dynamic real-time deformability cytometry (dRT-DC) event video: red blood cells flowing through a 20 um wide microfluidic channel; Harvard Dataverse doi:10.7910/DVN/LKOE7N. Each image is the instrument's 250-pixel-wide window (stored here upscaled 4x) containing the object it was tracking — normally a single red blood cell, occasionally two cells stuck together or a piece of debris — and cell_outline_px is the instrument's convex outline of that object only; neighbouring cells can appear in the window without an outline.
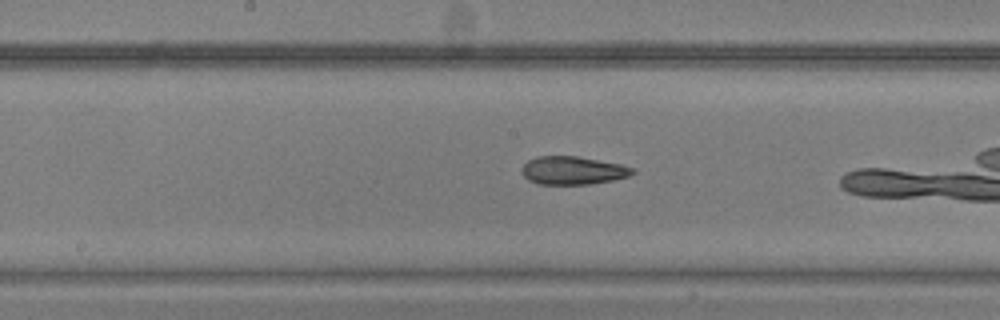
{"species": "common noctule bat (a hibernating species)", "species_latin": "Nyctalus noctula", "temperature_condition": "warm", "stored_images_in_passage": 34, "camera_frame_rate_fps": 3000, "um_per_image_px": 0.085, "animal": {"sex": "male", "body_mass_g": 20.5, "forearm_length_mm": 52.5}, "frame": {"image": 1, "passage_image": 20, "time_ms": 6.333, "image_size_px": [1000, 320], "cell_outline_px": [[636, 172], [628, 176], [612, 180], [588, 184], [540, 184], [528, 180], [520, 172], [520, 168], [528, 160], [536, 156], [576, 156], [620, 164], [636, 168]], "centroid_in_image_um": [48.67, 14.48], "position_along_channel_um": 199.5, "area_um2": 18.21}}
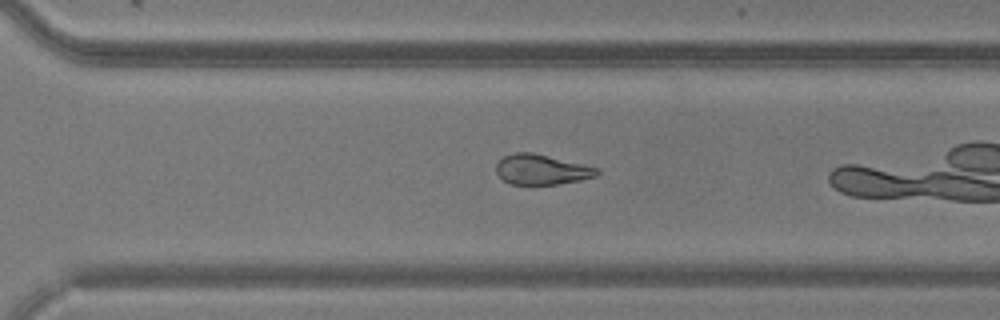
{"frame": {"image": 2, "passage_image": 29, "time_ms": 9.333, "image_size_px": [1000, 320], "cell_outline_px": [[600, 172], [596, 176], [580, 180], [556, 184], [512, 184], [504, 180], [496, 172], [496, 164], [504, 156], [512, 152], [532, 152], [600, 168]], "centroid_in_image_um": [46.04, 14.4], "position_along_channel_um": 324.6, "area_um2": 17.63}}